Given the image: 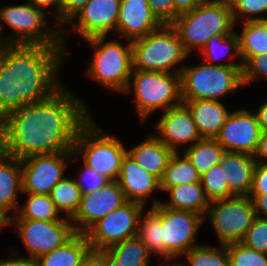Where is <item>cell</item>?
I'll return each instance as SVG.
<instances>
[{"label":"cell","instance_id":"42","mask_svg":"<svg viewBox=\"0 0 267 266\" xmlns=\"http://www.w3.org/2000/svg\"><path fill=\"white\" fill-rule=\"evenodd\" d=\"M153 13L163 24H172L179 13L175 10L173 0H147Z\"/></svg>","mask_w":267,"mask_h":266},{"label":"cell","instance_id":"20","mask_svg":"<svg viewBox=\"0 0 267 266\" xmlns=\"http://www.w3.org/2000/svg\"><path fill=\"white\" fill-rule=\"evenodd\" d=\"M117 182L127 201L144 206L152 192L161 190L160 180L139 166L128 153L123 157Z\"/></svg>","mask_w":267,"mask_h":266},{"label":"cell","instance_id":"13","mask_svg":"<svg viewBox=\"0 0 267 266\" xmlns=\"http://www.w3.org/2000/svg\"><path fill=\"white\" fill-rule=\"evenodd\" d=\"M9 217V225L15 223L19 237L29 252L30 258H38L43 254L63 246L75 234L71 219L63 217L56 221L15 219Z\"/></svg>","mask_w":267,"mask_h":266},{"label":"cell","instance_id":"6","mask_svg":"<svg viewBox=\"0 0 267 266\" xmlns=\"http://www.w3.org/2000/svg\"><path fill=\"white\" fill-rule=\"evenodd\" d=\"M73 152L76 158L82 156L83 164L109 181H117L127 150L122 141L103 133L91 116L78 130Z\"/></svg>","mask_w":267,"mask_h":266},{"label":"cell","instance_id":"11","mask_svg":"<svg viewBox=\"0 0 267 266\" xmlns=\"http://www.w3.org/2000/svg\"><path fill=\"white\" fill-rule=\"evenodd\" d=\"M206 217L219 238L220 245L241 242L256 217L249 196H234L210 202Z\"/></svg>","mask_w":267,"mask_h":266},{"label":"cell","instance_id":"33","mask_svg":"<svg viewBox=\"0 0 267 266\" xmlns=\"http://www.w3.org/2000/svg\"><path fill=\"white\" fill-rule=\"evenodd\" d=\"M26 194L29 196L27 202L18 208L14 216L15 219L56 221L63 218L60 217L59 211L49 194Z\"/></svg>","mask_w":267,"mask_h":266},{"label":"cell","instance_id":"27","mask_svg":"<svg viewBox=\"0 0 267 266\" xmlns=\"http://www.w3.org/2000/svg\"><path fill=\"white\" fill-rule=\"evenodd\" d=\"M183 147V154L187 156L201 176L214 165L219 164L226 152L216 139L209 138H202L190 147Z\"/></svg>","mask_w":267,"mask_h":266},{"label":"cell","instance_id":"49","mask_svg":"<svg viewBox=\"0 0 267 266\" xmlns=\"http://www.w3.org/2000/svg\"><path fill=\"white\" fill-rule=\"evenodd\" d=\"M256 162L267 164V132H262L260 136L259 146L254 155ZM262 160V161H261ZM265 160V162H264Z\"/></svg>","mask_w":267,"mask_h":266},{"label":"cell","instance_id":"12","mask_svg":"<svg viewBox=\"0 0 267 266\" xmlns=\"http://www.w3.org/2000/svg\"><path fill=\"white\" fill-rule=\"evenodd\" d=\"M142 212L143 204L127 201L99 219L85 232L91 250H107L116 243L137 236Z\"/></svg>","mask_w":267,"mask_h":266},{"label":"cell","instance_id":"10","mask_svg":"<svg viewBox=\"0 0 267 266\" xmlns=\"http://www.w3.org/2000/svg\"><path fill=\"white\" fill-rule=\"evenodd\" d=\"M160 202L154 199L150 208L162 219L165 264H175L179 255H185L198 245L194 243L196 234L206 217L192 211L165 207Z\"/></svg>","mask_w":267,"mask_h":266},{"label":"cell","instance_id":"55","mask_svg":"<svg viewBox=\"0 0 267 266\" xmlns=\"http://www.w3.org/2000/svg\"><path fill=\"white\" fill-rule=\"evenodd\" d=\"M159 266H178V264L177 263H175V264H161L160 263Z\"/></svg>","mask_w":267,"mask_h":266},{"label":"cell","instance_id":"41","mask_svg":"<svg viewBox=\"0 0 267 266\" xmlns=\"http://www.w3.org/2000/svg\"><path fill=\"white\" fill-rule=\"evenodd\" d=\"M82 168L83 169H81L82 171L81 174H79V178L75 179L76 184L80 188L81 194L96 191L109 182L105 176L96 172L87 165L84 164V167Z\"/></svg>","mask_w":267,"mask_h":266},{"label":"cell","instance_id":"28","mask_svg":"<svg viewBox=\"0 0 267 266\" xmlns=\"http://www.w3.org/2000/svg\"><path fill=\"white\" fill-rule=\"evenodd\" d=\"M242 25V32L237 35L244 64L251 56L267 54V21H242Z\"/></svg>","mask_w":267,"mask_h":266},{"label":"cell","instance_id":"22","mask_svg":"<svg viewBox=\"0 0 267 266\" xmlns=\"http://www.w3.org/2000/svg\"><path fill=\"white\" fill-rule=\"evenodd\" d=\"M190 110L201 138L215 139L230 111L220 101L182 100Z\"/></svg>","mask_w":267,"mask_h":266},{"label":"cell","instance_id":"2","mask_svg":"<svg viewBox=\"0 0 267 266\" xmlns=\"http://www.w3.org/2000/svg\"><path fill=\"white\" fill-rule=\"evenodd\" d=\"M66 54L63 46L0 45V120L56 92L63 85L57 73Z\"/></svg>","mask_w":267,"mask_h":266},{"label":"cell","instance_id":"9","mask_svg":"<svg viewBox=\"0 0 267 266\" xmlns=\"http://www.w3.org/2000/svg\"><path fill=\"white\" fill-rule=\"evenodd\" d=\"M131 91L143 123L154 111L164 112L183 103L180 74L133 70L125 93Z\"/></svg>","mask_w":267,"mask_h":266},{"label":"cell","instance_id":"17","mask_svg":"<svg viewBox=\"0 0 267 266\" xmlns=\"http://www.w3.org/2000/svg\"><path fill=\"white\" fill-rule=\"evenodd\" d=\"M120 3L121 0H89L69 23L72 27L70 30H74L84 40L108 36L113 30L116 32Z\"/></svg>","mask_w":267,"mask_h":266},{"label":"cell","instance_id":"36","mask_svg":"<svg viewBox=\"0 0 267 266\" xmlns=\"http://www.w3.org/2000/svg\"><path fill=\"white\" fill-rule=\"evenodd\" d=\"M201 185L210 202L234 197L228 190L226 181H224L223 168L220 163L214 165L201 176Z\"/></svg>","mask_w":267,"mask_h":266},{"label":"cell","instance_id":"19","mask_svg":"<svg viewBox=\"0 0 267 266\" xmlns=\"http://www.w3.org/2000/svg\"><path fill=\"white\" fill-rule=\"evenodd\" d=\"M163 25L147 0H121L115 33L126 41L145 37Z\"/></svg>","mask_w":267,"mask_h":266},{"label":"cell","instance_id":"26","mask_svg":"<svg viewBox=\"0 0 267 266\" xmlns=\"http://www.w3.org/2000/svg\"><path fill=\"white\" fill-rule=\"evenodd\" d=\"M91 250L85 233H76L63 246L37 258L39 266H79Z\"/></svg>","mask_w":267,"mask_h":266},{"label":"cell","instance_id":"51","mask_svg":"<svg viewBox=\"0 0 267 266\" xmlns=\"http://www.w3.org/2000/svg\"><path fill=\"white\" fill-rule=\"evenodd\" d=\"M255 113L257 115L261 131L267 132V102H263Z\"/></svg>","mask_w":267,"mask_h":266},{"label":"cell","instance_id":"50","mask_svg":"<svg viewBox=\"0 0 267 266\" xmlns=\"http://www.w3.org/2000/svg\"><path fill=\"white\" fill-rule=\"evenodd\" d=\"M175 10L179 13H185L196 8L204 0H173Z\"/></svg>","mask_w":267,"mask_h":266},{"label":"cell","instance_id":"38","mask_svg":"<svg viewBox=\"0 0 267 266\" xmlns=\"http://www.w3.org/2000/svg\"><path fill=\"white\" fill-rule=\"evenodd\" d=\"M230 266H267V254L249 248L241 242L226 245Z\"/></svg>","mask_w":267,"mask_h":266},{"label":"cell","instance_id":"31","mask_svg":"<svg viewBox=\"0 0 267 266\" xmlns=\"http://www.w3.org/2000/svg\"><path fill=\"white\" fill-rule=\"evenodd\" d=\"M107 251L116 258L122 266H149L151 254L142 240L132 237L110 246Z\"/></svg>","mask_w":267,"mask_h":266},{"label":"cell","instance_id":"15","mask_svg":"<svg viewBox=\"0 0 267 266\" xmlns=\"http://www.w3.org/2000/svg\"><path fill=\"white\" fill-rule=\"evenodd\" d=\"M261 133L256 113L239 109L230 112L215 139L227 152L254 156L259 146Z\"/></svg>","mask_w":267,"mask_h":266},{"label":"cell","instance_id":"37","mask_svg":"<svg viewBox=\"0 0 267 266\" xmlns=\"http://www.w3.org/2000/svg\"><path fill=\"white\" fill-rule=\"evenodd\" d=\"M235 24L243 18L246 21H267V0H228ZM257 15V17H255ZM259 16V17H258ZM246 17V18H245Z\"/></svg>","mask_w":267,"mask_h":266},{"label":"cell","instance_id":"45","mask_svg":"<svg viewBox=\"0 0 267 266\" xmlns=\"http://www.w3.org/2000/svg\"><path fill=\"white\" fill-rule=\"evenodd\" d=\"M31 2L33 5H35L37 8H40L45 11L47 8H55V13H54V19H55V24H57V28L62 30V44L65 50V45H66V36H68V32L70 31L69 29H64L63 27H60V9H61V4L63 0H28ZM63 28V29H62ZM68 30V31H67ZM66 31V32H65ZM65 38V39H64Z\"/></svg>","mask_w":267,"mask_h":266},{"label":"cell","instance_id":"24","mask_svg":"<svg viewBox=\"0 0 267 266\" xmlns=\"http://www.w3.org/2000/svg\"><path fill=\"white\" fill-rule=\"evenodd\" d=\"M22 192L21 159L0 153V210L9 218L8 212L17 213V194Z\"/></svg>","mask_w":267,"mask_h":266},{"label":"cell","instance_id":"32","mask_svg":"<svg viewBox=\"0 0 267 266\" xmlns=\"http://www.w3.org/2000/svg\"><path fill=\"white\" fill-rule=\"evenodd\" d=\"M59 212L72 219L77 213L81 203V191L74 178L64 177L51 190L49 194Z\"/></svg>","mask_w":267,"mask_h":266},{"label":"cell","instance_id":"8","mask_svg":"<svg viewBox=\"0 0 267 266\" xmlns=\"http://www.w3.org/2000/svg\"><path fill=\"white\" fill-rule=\"evenodd\" d=\"M106 39L97 36L85 40L95 51L86 73L113 92H125L133 71L131 40L125 46L117 39Z\"/></svg>","mask_w":267,"mask_h":266},{"label":"cell","instance_id":"16","mask_svg":"<svg viewBox=\"0 0 267 266\" xmlns=\"http://www.w3.org/2000/svg\"><path fill=\"white\" fill-rule=\"evenodd\" d=\"M126 202L117 181H109L96 191L82 194L79 209L71 219L76 233H85L99 219Z\"/></svg>","mask_w":267,"mask_h":266},{"label":"cell","instance_id":"48","mask_svg":"<svg viewBox=\"0 0 267 266\" xmlns=\"http://www.w3.org/2000/svg\"><path fill=\"white\" fill-rule=\"evenodd\" d=\"M249 197L252 199L256 216L267 219V194H250Z\"/></svg>","mask_w":267,"mask_h":266},{"label":"cell","instance_id":"39","mask_svg":"<svg viewBox=\"0 0 267 266\" xmlns=\"http://www.w3.org/2000/svg\"><path fill=\"white\" fill-rule=\"evenodd\" d=\"M241 243L267 254V219L256 216Z\"/></svg>","mask_w":267,"mask_h":266},{"label":"cell","instance_id":"25","mask_svg":"<svg viewBox=\"0 0 267 266\" xmlns=\"http://www.w3.org/2000/svg\"><path fill=\"white\" fill-rule=\"evenodd\" d=\"M168 202H160L163 206L176 210H187L205 217L210 201L207 199L201 182L180 184L168 188Z\"/></svg>","mask_w":267,"mask_h":266},{"label":"cell","instance_id":"40","mask_svg":"<svg viewBox=\"0 0 267 266\" xmlns=\"http://www.w3.org/2000/svg\"><path fill=\"white\" fill-rule=\"evenodd\" d=\"M262 77L267 80V54L251 56L242 67L243 84L248 85L251 81Z\"/></svg>","mask_w":267,"mask_h":266},{"label":"cell","instance_id":"53","mask_svg":"<svg viewBox=\"0 0 267 266\" xmlns=\"http://www.w3.org/2000/svg\"><path fill=\"white\" fill-rule=\"evenodd\" d=\"M9 225V218L0 210V229Z\"/></svg>","mask_w":267,"mask_h":266},{"label":"cell","instance_id":"35","mask_svg":"<svg viewBox=\"0 0 267 266\" xmlns=\"http://www.w3.org/2000/svg\"><path fill=\"white\" fill-rule=\"evenodd\" d=\"M184 257L188 265L180 261L177 262L178 266H230L226 245H221L220 249L209 245H197Z\"/></svg>","mask_w":267,"mask_h":266},{"label":"cell","instance_id":"44","mask_svg":"<svg viewBox=\"0 0 267 266\" xmlns=\"http://www.w3.org/2000/svg\"><path fill=\"white\" fill-rule=\"evenodd\" d=\"M250 194H267V164L257 162Z\"/></svg>","mask_w":267,"mask_h":266},{"label":"cell","instance_id":"4","mask_svg":"<svg viewBox=\"0 0 267 266\" xmlns=\"http://www.w3.org/2000/svg\"><path fill=\"white\" fill-rule=\"evenodd\" d=\"M183 66L180 73L182 100L219 101L228 92L244 86L243 62Z\"/></svg>","mask_w":267,"mask_h":266},{"label":"cell","instance_id":"21","mask_svg":"<svg viewBox=\"0 0 267 266\" xmlns=\"http://www.w3.org/2000/svg\"><path fill=\"white\" fill-rule=\"evenodd\" d=\"M253 155L237 152H225L220 166L223 168L224 181L234 196H249L253 185V173L256 166Z\"/></svg>","mask_w":267,"mask_h":266},{"label":"cell","instance_id":"14","mask_svg":"<svg viewBox=\"0 0 267 266\" xmlns=\"http://www.w3.org/2000/svg\"><path fill=\"white\" fill-rule=\"evenodd\" d=\"M75 157L73 151L24 157L21 159L22 192L50 194L52 188L64 178L67 161Z\"/></svg>","mask_w":267,"mask_h":266},{"label":"cell","instance_id":"52","mask_svg":"<svg viewBox=\"0 0 267 266\" xmlns=\"http://www.w3.org/2000/svg\"><path fill=\"white\" fill-rule=\"evenodd\" d=\"M105 266H122L107 250H105Z\"/></svg>","mask_w":267,"mask_h":266},{"label":"cell","instance_id":"18","mask_svg":"<svg viewBox=\"0 0 267 266\" xmlns=\"http://www.w3.org/2000/svg\"><path fill=\"white\" fill-rule=\"evenodd\" d=\"M156 129L160 134L156 137L174 152H178L180 144L188 143L190 147L202 139L193 116L184 103L164 111L157 121Z\"/></svg>","mask_w":267,"mask_h":266},{"label":"cell","instance_id":"30","mask_svg":"<svg viewBox=\"0 0 267 266\" xmlns=\"http://www.w3.org/2000/svg\"><path fill=\"white\" fill-rule=\"evenodd\" d=\"M140 215L138 226V237L146 246L149 253L161 255L164 259L161 264H165V245L163 244V229L161 217L151 208L145 216ZM164 261V262H163Z\"/></svg>","mask_w":267,"mask_h":266},{"label":"cell","instance_id":"29","mask_svg":"<svg viewBox=\"0 0 267 266\" xmlns=\"http://www.w3.org/2000/svg\"><path fill=\"white\" fill-rule=\"evenodd\" d=\"M192 182H201V175L185 154L180 156L179 152H174L160 180L161 190L166 191L168 188Z\"/></svg>","mask_w":267,"mask_h":266},{"label":"cell","instance_id":"3","mask_svg":"<svg viewBox=\"0 0 267 266\" xmlns=\"http://www.w3.org/2000/svg\"><path fill=\"white\" fill-rule=\"evenodd\" d=\"M171 25L189 55L216 35L234 33L237 26L228 0H204L191 11L179 14Z\"/></svg>","mask_w":267,"mask_h":266},{"label":"cell","instance_id":"5","mask_svg":"<svg viewBox=\"0 0 267 266\" xmlns=\"http://www.w3.org/2000/svg\"><path fill=\"white\" fill-rule=\"evenodd\" d=\"M131 44L133 70L180 74L183 66L176 69L175 65L189 56L171 24H164Z\"/></svg>","mask_w":267,"mask_h":266},{"label":"cell","instance_id":"46","mask_svg":"<svg viewBox=\"0 0 267 266\" xmlns=\"http://www.w3.org/2000/svg\"><path fill=\"white\" fill-rule=\"evenodd\" d=\"M17 253H18V250L13 254L14 257L13 255L12 257L10 255L8 258H6V260L1 258L0 266H39L36 258H30L24 255L23 256L19 255L17 258L15 257V254Z\"/></svg>","mask_w":267,"mask_h":266},{"label":"cell","instance_id":"54","mask_svg":"<svg viewBox=\"0 0 267 266\" xmlns=\"http://www.w3.org/2000/svg\"><path fill=\"white\" fill-rule=\"evenodd\" d=\"M2 152V129L0 126V153Z\"/></svg>","mask_w":267,"mask_h":266},{"label":"cell","instance_id":"34","mask_svg":"<svg viewBox=\"0 0 267 266\" xmlns=\"http://www.w3.org/2000/svg\"><path fill=\"white\" fill-rule=\"evenodd\" d=\"M230 50H233V53ZM228 51L230 54L227 56ZM200 52L203 54L202 60L211 65H213L212 62L218 60V57L222 58L223 56H227L229 62L236 56L241 60L239 38L236 32L216 35L207 41Z\"/></svg>","mask_w":267,"mask_h":266},{"label":"cell","instance_id":"23","mask_svg":"<svg viewBox=\"0 0 267 266\" xmlns=\"http://www.w3.org/2000/svg\"><path fill=\"white\" fill-rule=\"evenodd\" d=\"M127 153L139 166L161 180L174 151L150 134L143 142L127 149Z\"/></svg>","mask_w":267,"mask_h":266},{"label":"cell","instance_id":"43","mask_svg":"<svg viewBox=\"0 0 267 266\" xmlns=\"http://www.w3.org/2000/svg\"><path fill=\"white\" fill-rule=\"evenodd\" d=\"M89 0H63L60 9V26L69 25V23L84 8Z\"/></svg>","mask_w":267,"mask_h":266},{"label":"cell","instance_id":"7","mask_svg":"<svg viewBox=\"0 0 267 266\" xmlns=\"http://www.w3.org/2000/svg\"><path fill=\"white\" fill-rule=\"evenodd\" d=\"M45 18L46 11L37 8L29 1L21 5L1 7L0 30L3 24H7L14 29V34L10 35L11 37L8 35L7 38L0 36V45L63 46L62 30L56 26L57 31L52 26L50 28Z\"/></svg>","mask_w":267,"mask_h":266},{"label":"cell","instance_id":"47","mask_svg":"<svg viewBox=\"0 0 267 266\" xmlns=\"http://www.w3.org/2000/svg\"><path fill=\"white\" fill-rule=\"evenodd\" d=\"M79 266H105V250H90Z\"/></svg>","mask_w":267,"mask_h":266},{"label":"cell","instance_id":"1","mask_svg":"<svg viewBox=\"0 0 267 266\" xmlns=\"http://www.w3.org/2000/svg\"><path fill=\"white\" fill-rule=\"evenodd\" d=\"M87 108L63 85L46 100L20 105L0 120L2 152L23 159L73 151L78 130L92 116Z\"/></svg>","mask_w":267,"mask_h":266}]
</instances>
